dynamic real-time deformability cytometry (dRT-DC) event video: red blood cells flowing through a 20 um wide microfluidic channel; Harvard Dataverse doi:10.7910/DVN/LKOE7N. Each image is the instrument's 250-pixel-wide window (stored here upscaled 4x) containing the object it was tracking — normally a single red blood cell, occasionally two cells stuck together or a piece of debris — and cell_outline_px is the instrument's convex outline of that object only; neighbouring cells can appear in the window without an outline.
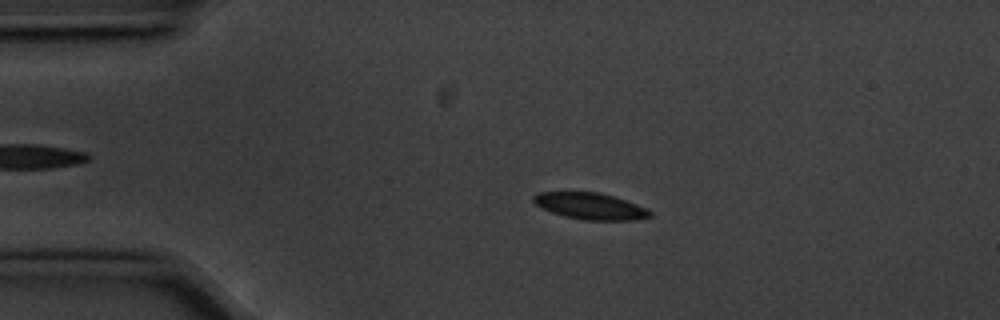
{"species": "common noctule bat (a hibernating species)", "species_latin": "Nyctalus noctula", "temperature_condition": "cold", "stored_images_in_passage": 50, "camera_frame_rate_fps": 3000, "um_per_image_px": 0.085, "animal": {"sex": "male", "body_mass_g": 20.1, "forearm_length_mm": 53.5}, "frame": {"image": 1, "passage_image": 6, "time_ms": 1.667, "image_size_px": [1000, 320], "cell_outline_px": [[652, 216], [632, 220], [584, 220], [564, 216], [552, 212], [536, 204], [532, 200], [532, 196], [540, 192], [600, 192], [636, 204], [652, 212]], "centroid_in_image_um": [50.16, 17.52], "position_along_channel_um": 34.8, "area_um2": 17.74}}
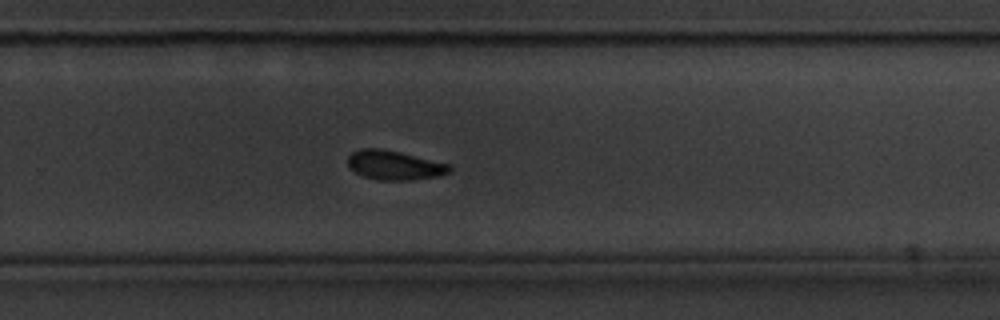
{"frame": {"image": 2, "passage_image": 31, "time_ms": 10.0, "image_size_px": [1000, 320], "cell_outline_px": [[452, 168], [448, 172], [436, 176], [412, 180], [376, 180], [364, 176], [356, 172], [348, 164], [348, 156], [352, 152], [360, 148], [380, 148], [448, 164]], "centroid_in_image_um": [33.47, 14.04], "position_along_channel_um": 296.3, "area_um2": 16.94}}
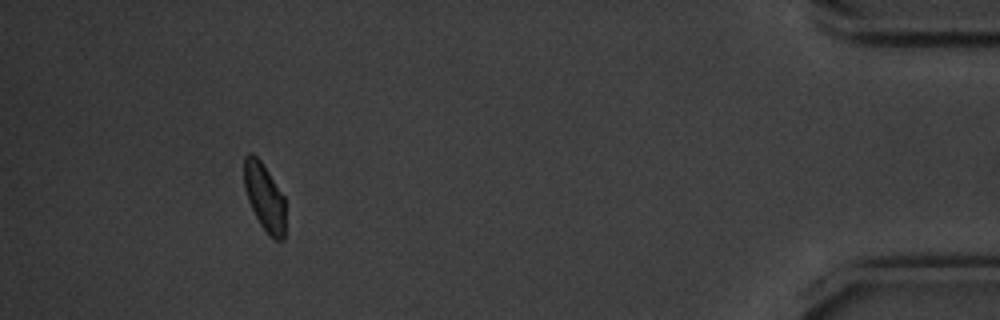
{"frame": {"image": 3, "passage_image": 46, "time_ms": 15.0, "image_size_px": [1000, 320], "cell_outline_px": [[284, 240], [276, 240], [260, 224], [248, 200], [244, 188], [244, 156], [248, 152], [252, 152], [260, 160], [284, 196]], "centroid_in_image_um": [22.46, 16.7], "position_along_channel_um": 412.7, "area_um2": 15.95}, "authors_computed_cell_mechanics": {"area_um2": 17.918, "velocity_mm_per_s": 3.562, "shape_relaxation_time_tau1_ms": 2.6502, "shape_relaxation_time_tau2_ms": null, "deformation_change_tau1": 0.0756, "deformation_change_tau2": null}}